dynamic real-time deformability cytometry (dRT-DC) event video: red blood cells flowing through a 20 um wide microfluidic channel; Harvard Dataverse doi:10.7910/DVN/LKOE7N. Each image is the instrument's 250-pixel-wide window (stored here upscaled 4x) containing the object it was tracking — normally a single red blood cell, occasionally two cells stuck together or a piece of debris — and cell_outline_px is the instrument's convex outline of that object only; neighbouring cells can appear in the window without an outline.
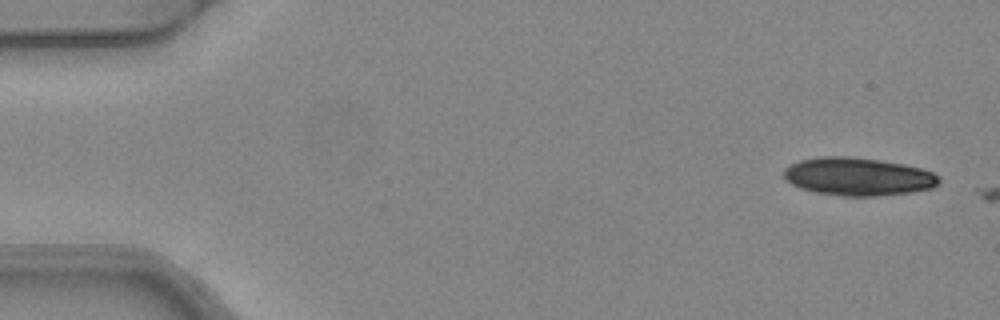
{"species": "common noctule bat (a hibernating species)", "species_latin": "Nyctalus noctula", "temperature_condition": "warm", "stored_images_in_passage": 2, "camera_frame_rate_fps": 3000, "um_per_image_px": 0.085, "animal": {"sex": "female", "body_mass_g": 24.6, "forearm_length_mm": 56.2}, "frame": {"image": 1, "passage_image": 1, "time_ms": 0.0, "image_size_px": [1000, 320], "cell_outline_px": [[940, 180], [932, 188], [912, 192], [876, 196], [844, 196], [816, 192], [800, 188], [784, 180], [784, 168], [800, 160], [820, 156], [848, 156], [880, 160], [904, 164], [920, 168], [932, 172], [940, 176]], "centroid_in_image_um": [72.92, 15.0], "position_along_channel_um": 12.1, "area_um2": 34.39}}